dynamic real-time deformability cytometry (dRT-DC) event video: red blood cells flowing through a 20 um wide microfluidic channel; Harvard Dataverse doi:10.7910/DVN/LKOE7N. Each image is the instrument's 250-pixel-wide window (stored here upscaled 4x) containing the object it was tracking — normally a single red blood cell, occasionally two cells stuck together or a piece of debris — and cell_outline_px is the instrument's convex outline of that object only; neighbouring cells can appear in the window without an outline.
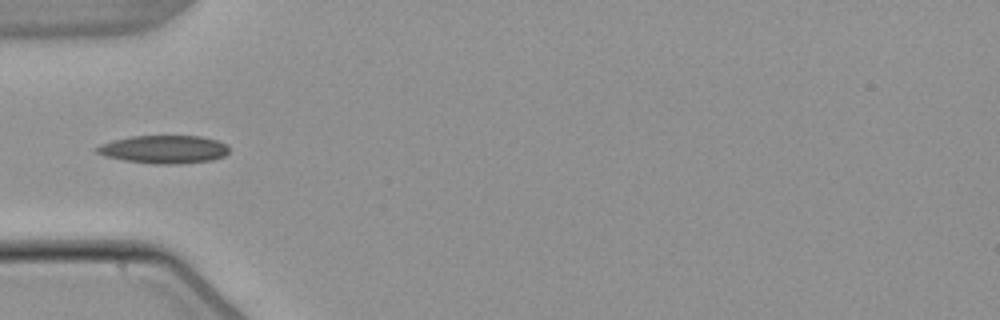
{"species": "common noctule bat (a hibernating species)", "species_latin": "Nyctalus noctula", "temperature_condition": "warm", "stored_images_in_passage": 5, "camera_frame_rate_fps": 3000, "um_per_image_px": 0.085, "animal": {"sex": "male", "body_mass_g": 21.5, "forearm_length_mm": 52.0}, "frame": {"image": 1, "passage_image": 4, "time_ms": 4.667, "image_size_px": [1000, 320], "cell_outline_px": [[228, 152], [224, 156], [212, 160], [180, 164], [156, 164], [124, 160], [104, 156], [96, 152], [96, 148], [100, 144], [112, 140], [132, 136], [200, 136], [216, 140], [224, 144], [228, 148]], "centroid_in_image_um": [13.91, 12.7], "position_along_channel_um": 71.1, "area_um2": 21.56}}
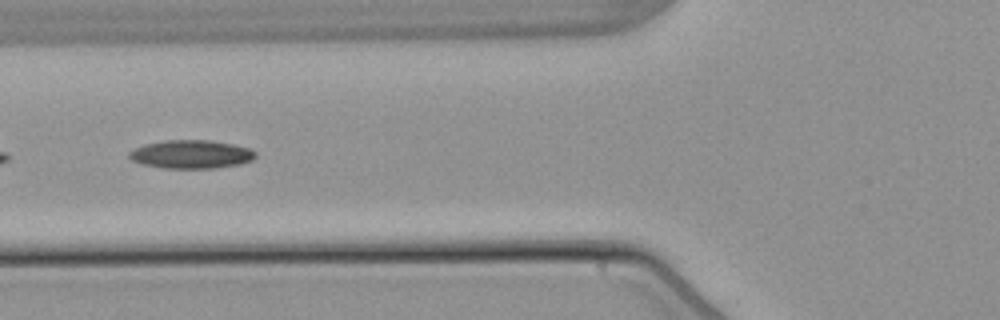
{"frame": {"image": 2, "passage_image": 5, "time_ms": 5.667, "image_size_px": [1000, 320], "cell_outline_px": [[256, 156], [252, 160], [240, 164], [216, 168], [160, 168], [144, 164], [132, 160], [128, 156], [128, 152], [144, 144], [164, 140], [208, 140], [232, 144], [248, 148], [256, 152]], "centroid_in_image_um": [16.24, 13.11], "position_along_channel_um": 109.6, "area_um2": 20.87}}